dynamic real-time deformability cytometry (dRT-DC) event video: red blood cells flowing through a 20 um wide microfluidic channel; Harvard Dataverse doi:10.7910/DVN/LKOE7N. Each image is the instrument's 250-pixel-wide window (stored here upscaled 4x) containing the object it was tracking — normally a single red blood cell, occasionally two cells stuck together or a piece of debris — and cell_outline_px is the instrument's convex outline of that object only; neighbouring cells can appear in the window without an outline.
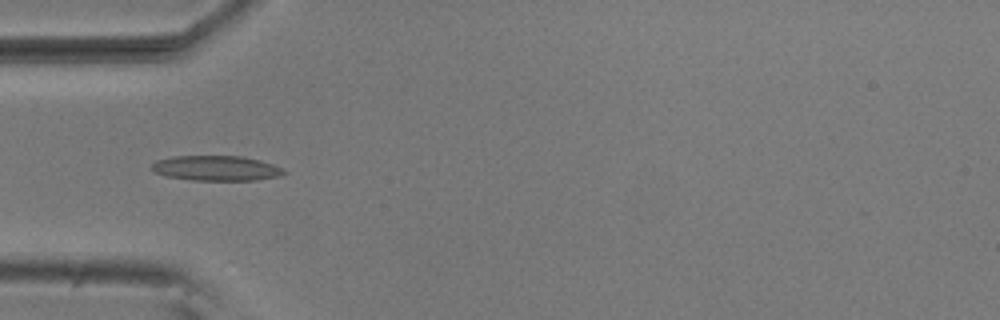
{"species": "common noctule bat (a hibernating species)", "species_latin": "Nyctalus noctula", "temperature_condition": "room temperature", "stored_images_in_passage": 6, "camera_frame_rate_fps": 3000, "um_per_image_px": 0.085, "animal": {"sex": "male", "body_mass_g": 20.5, "forearm_length_mm": 52.5}, "frame": {"image": 1, "passage_image": 3, "time_ms": 0.667, "image_size_px": [1000, 320], "cell_outline_px": [[288, 172], [276, 176], [256, 180], [192, 180], [168, 176], [156, 172], [152, 168], [152, 164], [156, 160], [172, 156], [240, 156], [260, 160], [272, 164]], "centroid_in_image_um": [18.36, 14.29], "position_along_channel_um": 66.6, "area_um2": 19.02}}
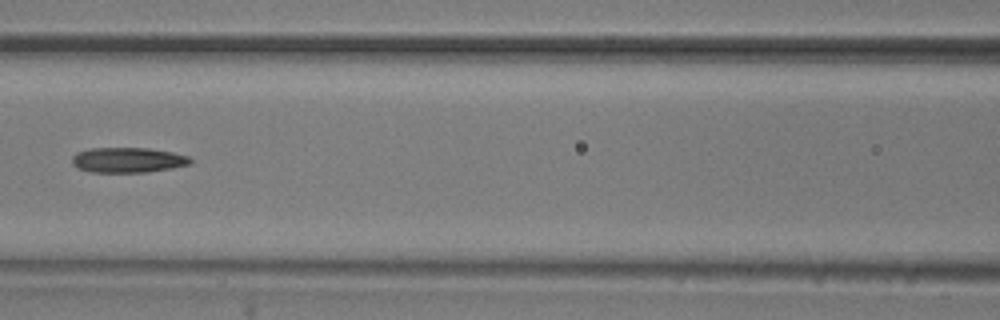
{"frame": {"image": 2, "passage_image": 5, "time_ms": 1.333, "image_size_px": [1000, 320], "cell_outline_px": [[192, 164], [172, 168], [148, 172], [92, 172], [76, 168], [72, 164], [72, 156], [76, 152], [92, 148], [148, 148], [172, 152], [188, 156], [192, 160]], "centroid_in_image_um": [10.86, 13.6], "position_along_channel_um": 155.7, "area_um2": 17.46}}
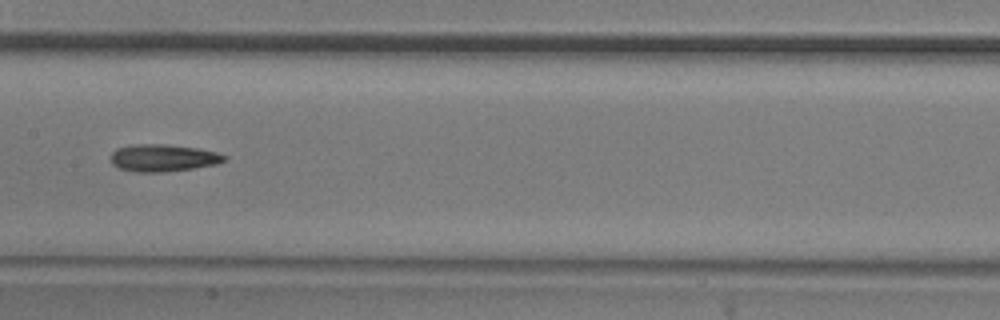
{"frame": {"image": 3, "passage_image": 6, "time_ms": 1.667, "image_size_px": [1000, 320], "cell_outline_px": [[228, 160], [216, 164], [192, 168], [164, 172], [136, 172], [120, 168], [112, 164], [112, 152], [116, 148], [132, 144], [168, 144], [196, 148], [216, 152], [228, 156]], "centroid_in_image_um": [13.88, 13.41], "position_along_channel_um": 193.5, "area_um2": 18.03}}